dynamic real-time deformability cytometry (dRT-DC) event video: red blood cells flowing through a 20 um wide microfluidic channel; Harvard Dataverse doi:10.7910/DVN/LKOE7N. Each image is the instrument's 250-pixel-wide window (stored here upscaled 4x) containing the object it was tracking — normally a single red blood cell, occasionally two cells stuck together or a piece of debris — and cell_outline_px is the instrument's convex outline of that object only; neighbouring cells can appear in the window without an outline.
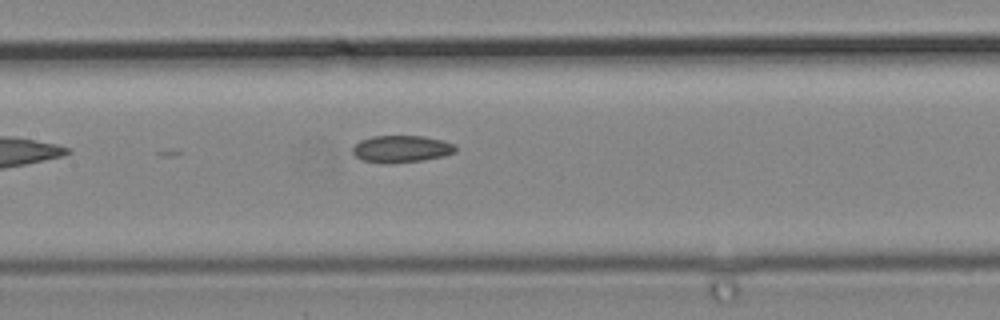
{"species": "common noctule bat (a hibernating species)", "species_latin": "Nyctalus noctula", "temperature_condition": "cold", "stored_images_in_passage": 6, "camera_frame_rate_fps": 3000, "um_per_image_px": 0.085, "animal": {"sex": "male", "body_mass_g": 19.2, "forearm_length_mm": 51.8}, "frame": {"image": 1, "passage_image": 6, "time_ms": 1.667, "image_size_px": [1000, 320], "cell_outline_px": [[456, 152], [444, 156], [424, 160], [392, 164], [384, 164], [364, 160], [356, 156], [352, 152], [352, 148], [360, 140], [372, 136], [424, 136], [440, 140], [452, 144], [456, 148]], "centroid_in_image_um": [34.1, 12.67], "position_along_channel_um": 173.3, "area_um2": 16.24}}